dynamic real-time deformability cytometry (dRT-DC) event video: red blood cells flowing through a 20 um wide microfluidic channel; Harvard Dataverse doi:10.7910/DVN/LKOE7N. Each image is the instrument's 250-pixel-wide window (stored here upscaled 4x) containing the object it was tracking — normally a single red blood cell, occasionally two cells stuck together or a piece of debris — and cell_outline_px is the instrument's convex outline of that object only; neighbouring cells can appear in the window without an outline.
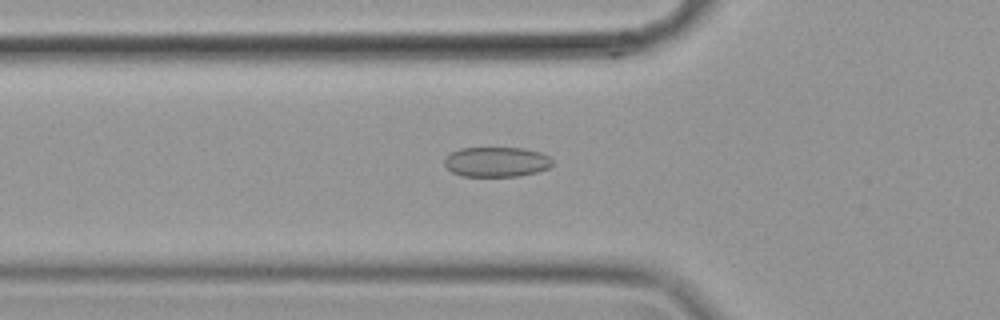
{"species": "common noctule bat (a hibernating species)", "species_latin": "Nyctalus noctula", "temperature_condition": "cold", "stored_images_in_passage": 51, "camera_frame_rate_fps": 3000, "um_per_image_px": 0.085, "animal": {"sex": "female", "body_mass_g": 19.9}, "frame": {"image": 1, "passage_image": 13, "time_ms": 4.0, "image_size_px": [1000, 320], "cell_outline_px": [[552, 164], [548, 168], [536, 172], [520, 176], [460, 176], [452, 172], [444, 164], [444, 160], [452, 152], [460, 148], [524, 148], [540, 152], [548, 156], [552, 160]], "centroid_in_image_um": [42.2, 13.76], "position_along_channel_um": 83.6, "area_um2": 18.79}}
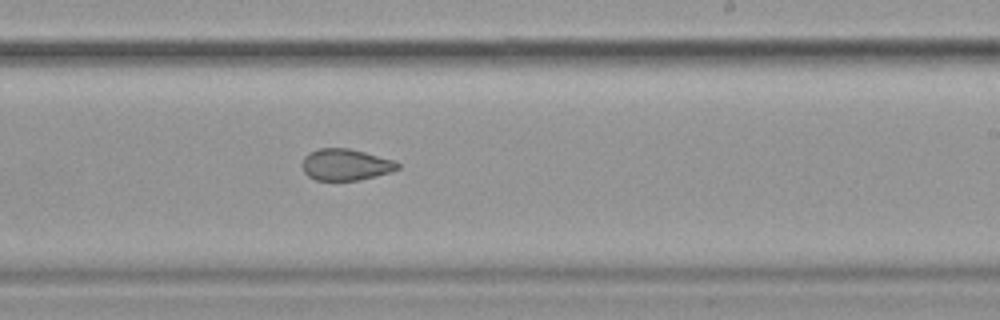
{"frame": {"image": 2, "passage_image": 28, "time_ms": 9.0, "image_size_px": [1000, 320], "cell_outline_px": [[400, 168], [376, 176], [360, 180], [316, 180], [308, 176], [304, 172], [304, 156], [308, 152], [320, 148], [348, 148], [364, 152], [392, 160], [400, 164]], "centroid_in_image_um": [29.37, 13.99], "position_along_channel_um": 259.6, "area_um2": 17.28}}
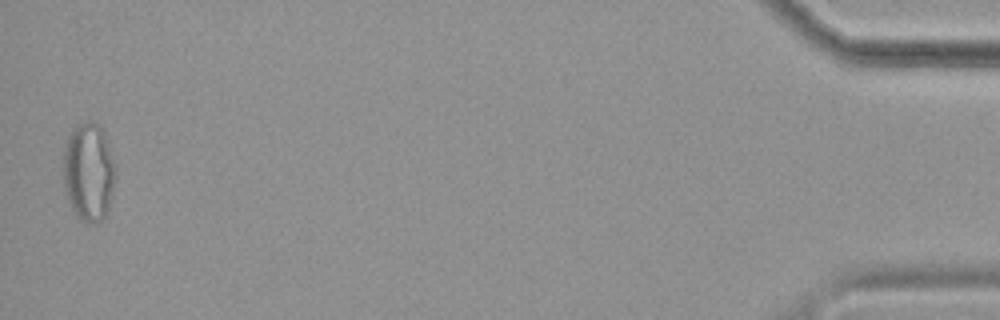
{"frame": {"image": 3, "passage_image": 50, "time_ms": 16.333, "image_size_px": [1000, 320], "cell_outline_px": [[116, 176], [112, 196], [104, 216], [100, 220], [92, 224], [88, 224], [80, 220], [76, 216], [68, 200], [64, 188], [64, 152], [68, 136], [72, 128], [88, 120], [92, 120], [100, 124], [104, 132], [116, 168]], "centroid_in_image_um": [7.55, 14.6], "position_along_channel_um": 427.7, "area_um2": 30.11}, "authors_computed_cell_mechanics": {"area_um2": 19.8832, "velocity_mm_per_s": 3.5204, "shape_relaxation_time_tau1_ms": null, "shape_relaxation_time_tau2_ms": 2.0268, "deformation_change_tau1": null, "deformation_change_tau2": 0.0802}}